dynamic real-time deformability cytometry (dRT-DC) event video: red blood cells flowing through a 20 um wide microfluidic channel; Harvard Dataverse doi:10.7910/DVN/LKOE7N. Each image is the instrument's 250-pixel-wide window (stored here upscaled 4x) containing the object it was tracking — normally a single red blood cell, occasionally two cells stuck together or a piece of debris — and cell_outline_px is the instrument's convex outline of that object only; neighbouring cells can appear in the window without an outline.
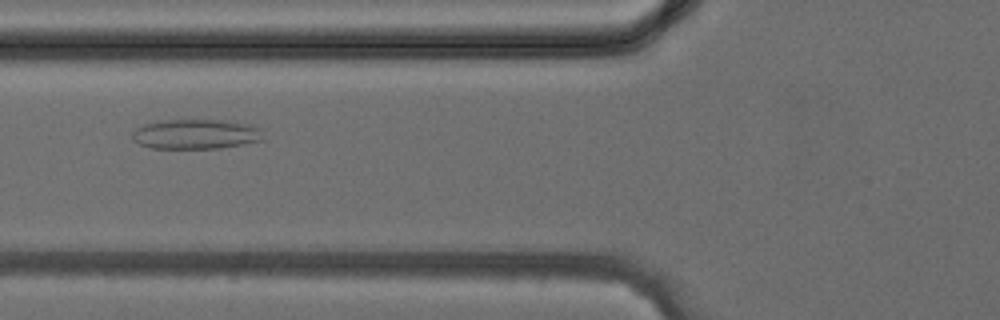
{"species": "common noctule bat (a hibernating species)", "species_latin": "Nyctalus noctula", "temperature_condition": "cold", "stored_images_in_passage": 39, "camera_frame_rate_fps": 3000, "um_per_image_px": 0.085, "animal": {"sex": "female", "body_mass_g": 24.6, "forearm_length_mm": 56.2}, "frame": {"image": 1, "passage_image": 15, "time_ms": 4.667, "image_size_px": [1000, 320], "cell_outline_px": [[264, 140], [244, 144], [220, 148], [152, 148], [140, 144], [132, 140], [132, 132], [136, 128], [144, 124], [168, 120], [220, 120], [248, 124], [260, 128]], "centroid_in_image_um": [16.65, 11.41], "position_along_channel_um": 109.2, "area_um2": 22.66}}
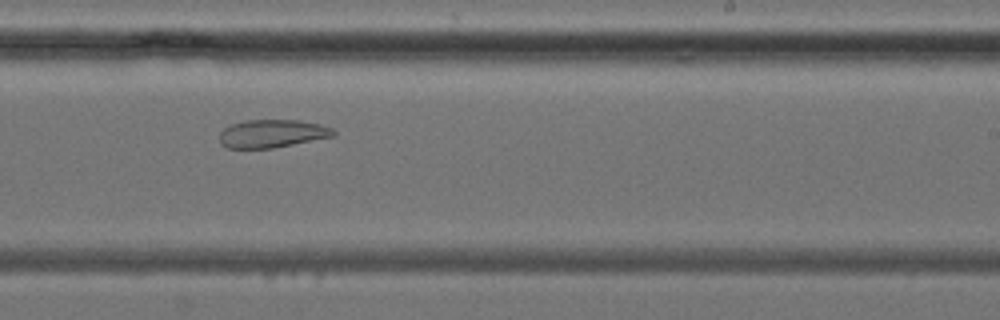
{"frame": {"image": 2, "passage_image": 24, "time_ms": 7.667, "image_size_px": [1000, 320], "cell_outline_px": [[336, 136], [272, 148], [228, 148], [220, 144], [220, 132], [224, 128], [232, 124], [244, 120], [300, 120], [320, 124], [332, 128], [336, 132]], "centroid_in_image_um": [23.15, 11.35], "position_along_channel_um": 265.9, "area_um2": 18.67}}
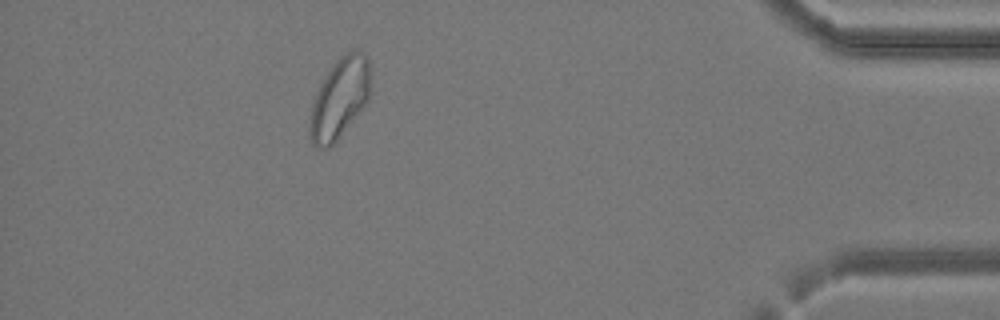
{"frame": {"image": 3, "passage_image": 35, "time_ms": 11.333, "image_size_px": [1000, 320], "cell_outline_px": [[368, 100], [336, 140], [328, 148], [324, 148], [312, 144], [308, 136], [308, 124], [312, 104], [316, 92], [320, 84], [328, 72], [340, 56], [356, 48], [364, 52], [368, 56]], "centroid_in_image_um": [28.82, 8.36], "position_along_channel_um": 406.4, "area_um2": 27.86}}